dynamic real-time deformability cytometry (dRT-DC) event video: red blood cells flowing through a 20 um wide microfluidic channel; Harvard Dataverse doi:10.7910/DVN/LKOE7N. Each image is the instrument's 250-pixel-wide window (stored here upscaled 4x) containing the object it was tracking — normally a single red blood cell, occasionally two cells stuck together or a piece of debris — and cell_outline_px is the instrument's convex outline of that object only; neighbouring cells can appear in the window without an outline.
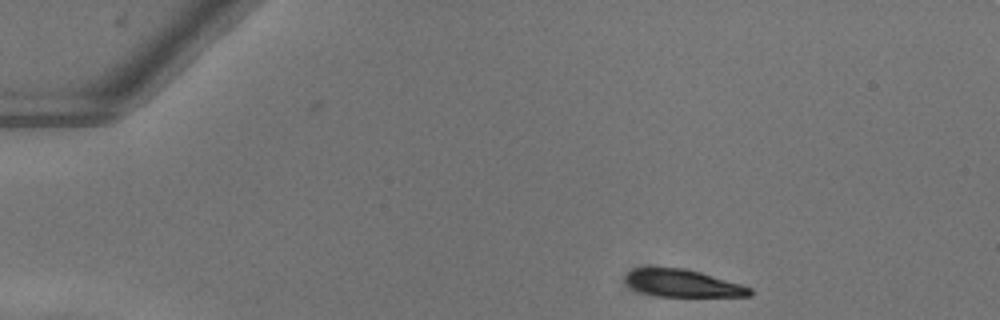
{"species": "common noctule bat (a hibernating species)", "species_latin": "Nyctalus noctula", "temperature_condition": "warm", "stored_images_in_passage": 44, "camera_frame_rate_fps": 3000, "um_per_image_px": 0.085, "animal": {"sex": "female"}, "frame": {"image": 1, "passage_image": 1, "time_ms": 0.0, "image_size_px": [1000, 320], "cell_outline_px": [[752, 296], [660, 296], [640, 292], [628, 284], [624, 280], [624, 276], [628, 272], [636, 268], [684, 268], [700, 272], [744, 284], [752, 288]], "centroid_in_image_um": [58.08, 24.08], "position_along_channel_um": 26.9, "area_um2": 19.77}}
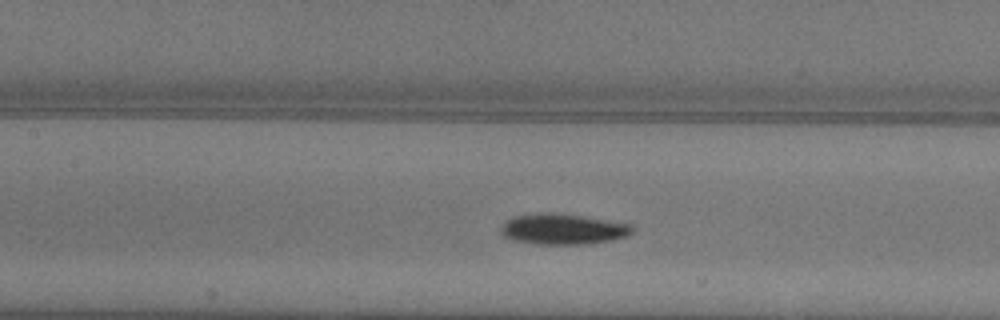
{"frame": {"image": 2, "passage_image": 17, "time_ms": 5.333, "image_size_px": [1000, 320], "cell_outline_px": [[636, 228], [628, 236], [612, 240], [584, 244], [536, 244], [512, 240], [504, 236], [500, 232], [500, 228], [512, 216], [540, 212], [556, 212], [584, 216], [632, 224]], "centroid_in_image_um": [47.86, 19.46], "position_along_channel_um": 159.5, "area_um2": 23.81}}
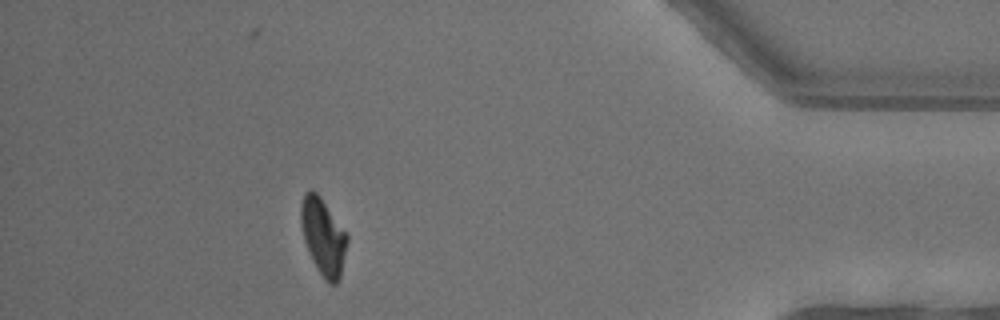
{"frame": {"image": 3, "passage_image": 39, "time_ms": 12.667, "image_size_px": [1000, 320], "cell_outline_px": [[348, 240], [340, 276], [336, 284], [328, 284], [324, 280], [316, 268], [312, 260], [304, 240], [300, 224], [300, 204], [304, 192], [316, 192], [320, 196], [348, 236]], "centroid_in_image_um": [27.45, 20.14], "position_along_channel_um": 407.8, "area_um2": 20.52}, "authors_computed_cell_mechanics": {"area_um2": 21.9929, "velocity_mm_per_s": 4.0386, "shape_relaxation_time_tau1_ms": 3.2474, "shape_relaxation_time_tau2_ms": 9.0737, "deformation_change_tau1": 0.1714, "deformation_change_tau2": 0.1232}}